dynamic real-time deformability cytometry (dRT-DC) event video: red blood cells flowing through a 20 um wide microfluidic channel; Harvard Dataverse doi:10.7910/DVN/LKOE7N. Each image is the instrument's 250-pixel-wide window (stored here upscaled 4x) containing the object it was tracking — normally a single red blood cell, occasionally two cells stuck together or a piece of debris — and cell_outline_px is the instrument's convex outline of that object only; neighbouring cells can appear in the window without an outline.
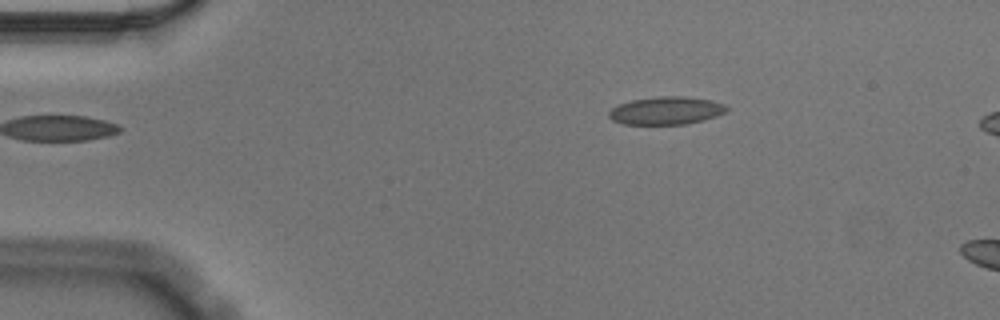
{"species": "Egyptian fruit bat (a non-hibernating species)", "species_latin": "Rousettus aegyptiacus", "temperature_condition": "cold", "stored_images_in_passage": 6, "camera_frame_rate_fps": 3000, "um_per_image_px": 0.085, "animal": {"sex": "male"}, "frame": {"image": 1, "passage_image": 1, "time_ms": 0.0, "image_size_px": [1000, 320], "cell_outline_px": [[728, 108], [724, 112], [716, 116], [704, 120], [684, 124], [620, 124], [612, 120], [608, 116], [608, 112], [612, 108], [620, 104], [632, 100], [660, 96], [684, 96], [712, 100], [724, 104]], "centroid_in_image_um": [56.61, 9.4], "position_along_channel_um": 28.4, "area_um2": 19.07}}